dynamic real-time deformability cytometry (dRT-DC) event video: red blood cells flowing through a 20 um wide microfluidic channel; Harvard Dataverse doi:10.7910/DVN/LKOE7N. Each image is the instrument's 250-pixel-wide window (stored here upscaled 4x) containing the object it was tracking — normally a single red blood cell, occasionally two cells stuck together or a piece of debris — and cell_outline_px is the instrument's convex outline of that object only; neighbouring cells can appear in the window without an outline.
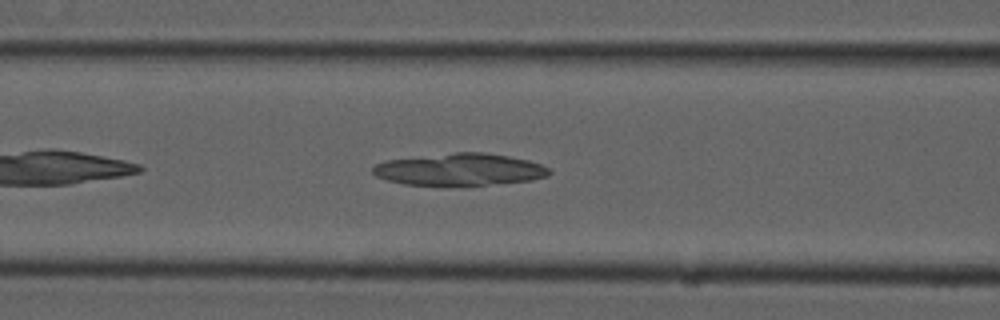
{"species": "common noctule bat (a hibernating species)", "species_latin": "Nyctalus noctula", "temperature_condition": "cold", "stored_images_in_passage": 35, "camera_frame_rate_fps": 3000, "um_per_image_px": 0.085, "animal": {"sex": "male", "forearm_length_mm": 52.5}, "frame": {"image": 1, "passage_image": 8, "time_ms": 2.333, "image_size_px": [1000, 320], "cell_outline_px": [[552, 172], [548, 176], [532, 180], [460, 188], [404, 184], [388, 180], [376, 176], [372, 172], [372, 168], [376, 164], [388, 160], [456, 152], [480, 152], [508, 156], [528, 160], [540, 164], [548, 168]], "centroid_in_image_um": [39.09, 14.45], "position_along_channel_um": 127.5, "area_um2": 33.7}}
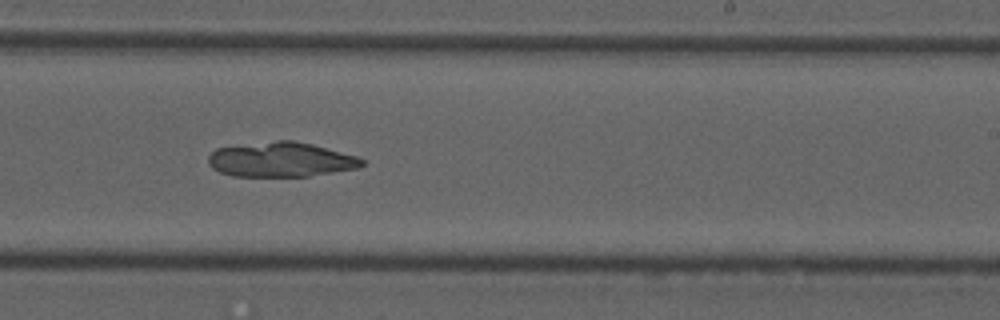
{"frame": {"image": 2, "passage_image": 19, "time_ms": 6.0, "image_size_px": [1000, 320], "cell_outline_px": [[364, 164], [356, 168], [308, 176], [232, 176], [220, 172], [212, 168], [208, 164], [208, 156], [216, 148], [276, 140], [292, 140], [312, 144], [356, 156], [364, 160]], "centroid_in_image_um": [23.84, 13.56], "position_along_channel_um": 265.2, "area_um2": 30.87}}
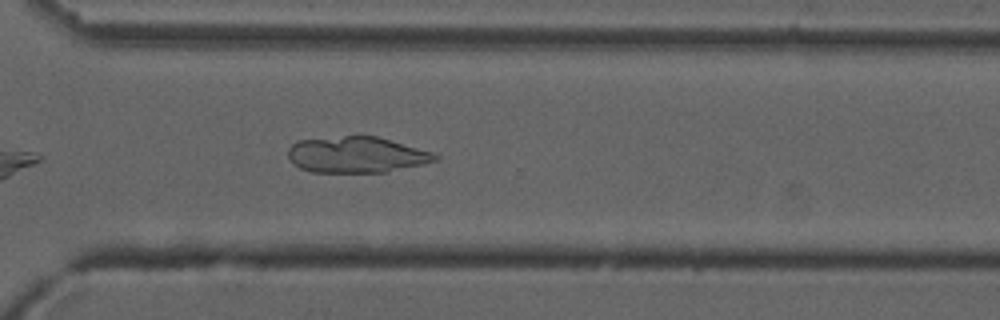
{"frame": {"image": 3, "passage_image": 25, "time_ms": 8.0, "image_size_px": [1000, 320], "cell_outline_px": [[440, 160], [424, 164], [384, 172], [312, 172], [300, 168], [292, 164], [288, 156], [288, 148], [296, 140], [344, 136], [376, 136], [432, 152], [440, 156]], "centroid_in_image_um": [30.28, 13.15], "position_along_channel_um": 340.3, "area_um2": 30.92}}